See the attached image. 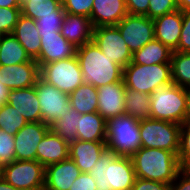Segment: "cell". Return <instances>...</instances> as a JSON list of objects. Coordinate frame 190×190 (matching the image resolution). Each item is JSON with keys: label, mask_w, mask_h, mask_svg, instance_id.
Listing matches in <instances>:
<instances>
[{"label": "cell", "mask_w": 190, "mask_h": 190, "mask_svg": "<svg viewBox=\"0 0 190 190\" xmlns=\"http://www.w3.org/2000/svg\"><path fill=\"white\" fill-rule=\"evenodd\" d=\"M93 30V24L88 17L65 12L60 32L75 47L92 41Z\"/></svg>", "instance_id": "obj_22"}, {"label": "cell", "mask_w": 190, "mask_h": 190, "mask_svg": "<svg viewBox=\"0 0 190 190\" xmlns=\"http://www.w3.org/2000/svg\"><path fill=\"white\" fill-rule=\"evenodd\" d=\"M141 147L158 148L178 154L181 125L147 118L140 120Z\"/></svg>", "instance_id": "obj_7"}, {"label": "cell", "mask_w": 190, "mask_h": 190, "mask_svg": "<svg viewBox=\"0 0 190 190\" xmlns=\"http://www.w3.org/2000/svg\"><path fill=\"white\" fill-rule=\"evenodd\" d=\"M14 143V136L0 129V167L4 168L16 160Z\"/></svg>", "instance_id": "obj_35"}, {"label": "cell", "mask_w": 190, "mask_h": 190, "mask_svg": "<svg viewBox=\"0 0 190 190\" xmlns=\"http://www.w3.org/2000/svg\"><path fill=\"white\" fill-rule=\"evenodd\" d=\"M151 118L183 124L186 111V88L174 83L158 86L150 94Z\"/></svg>", "instance_id": "obj_5"}, {"label": "cell", "mask_w": 190, "mask_h": 190, "mask_svg": "<svg viewBox=\"0 0 190 190\" xmlns=\"http://www.w3.org/2000/svg\"><path fill=\"white\" fill-rule=\"evenodd\" d=\"M69 158V143L51 129L37 145L36 160L44 167Z\"/></svg>", "instance_id": "obj_23"}, {"label": "cell", "mask_w": 190, "mask_h": 190, "mask_svg": "<svg viewBox=\"0 0 190 190\" xmlns=\"http://www.w3.org/2000/svg\"><path fill=\"white\" fill-rule=\"evenodd\" d=\"M177 4L182 12L190 11V0H177Z\"/></svg>", "instance_id": "obj_48"}, {"label": "cell", "mask_w": 190, "mask_h": 190, "mask_svg": "<svg viewBox=\"0 0 190 190\" xmlns=\"http://www.w3.org/2000/svg\"><path fill=\"white\" fill-rule=\"evenodd\" d=\"M116 26L132 54L155 39L153 20L147 16L127 14Z\"/></svg>", "instance_id": "obj_12"}, {"label": "cell", "mask_w": 190, "mask_h": 190, "mask_svg": "<svg viewBox=\"0 0 190 190\" xmlns=\"http://www.w3.org/2000/svg\"><path fill=\"white\" fill-rule=\"evenodd\" d=\"M106 126L107 121L98 112L81 114L77 140L106 142Z\"/></svg>", "instance_id": "obj_25"}, {"label": "cell", "mask_w": 190, "mask_h": 190, "mask_svg": "<svg viewBox=\"0 0 190 190\" xmlns=\"http://www.w3.org/2000/svg\"><path fill=\"white\" fill-rule=\"evenodd\" d=\"M155 39L166 45L171 51L178 48L182 29V11L173 12L153 19Z\"/></svg>", "instance_id": "obj_18"}, {"label": "cell", "mask_w": 190, "mask_h": 190, "mask_svg": "<svg viewBox=\"0 0 190 190\" xmlns=\"http://www.w3.org/2000/svg\"><path fill=\"white\" fill-rule=\"evenodd\" d=\"M186 103L184 123H190V88H186Z\"/></svg>", "instance_id": "obj_46"}, {"label": "cell", "mask_w": 190, "mask_h": 190, "mask_svg": "<svg viewBox=\"0 0 190 190\" xmlns=\"http://www.w3.org/2000/svg\"><path fill=\"white\" fill-rule=\"evenodd\" d=\"M3 179L19 190H40L45 184V167L37 160H15L3 168Z\"/></svg>", "instance_id": "obj_9"}, {"label": "cell", "mask_w": 190, "mask_h": 190, "mask_svg": "<svg viewBox=\"0 0 190 190\" xmlns=\"http://www.w3.org/2000/svg\"><path fill=\"white\" fill-rule=\"evenodd\" d=\"M175 51L190 52V11L182 12L181 35Z\"/></svg>", "instance_id": "obj_40"}, {"label": "cell", "mask_w": 190, "mask_h": 190, "mask_svg": "<svg viewBox=\"0 0 190 190\" xmlns=\"http://www.w3.org/2000/svg\"><path fill=\"white\" fill-rule=\"evenodd\" d=\"M64 16L65 15H47L35 20L39 35L60 31Z\"/></svg>", "instance_id": "obj_38"}, {"label": "cell", "mask_w": 190, "mask_h": 190, "mask_svg": "<svg viewBox=\"0 0 190 190\" xmlns=\"http://www.w3.org/2000/svg\"><path fill=\"white\" fill-rule=\"evenodd\" d=\"M40 77V67L36 60L16 65H0V82L9 90L32 87Z\"/></svg>", "instance_id": "obj_14"}, {"label": "cell", "mask_w": 190, "mask_h": 190, "mask_svg": "<svg viewBox=\"0 0 190 190\" xmlns=\"http://www.w3.org/2000/svg\"><path fill=\"white\" fill-rule=\"evenodd\" d=\"M3 179V168L0 167V181Z\"/></svg>", "instance_id": "obj_50"}, {"label": "cell", "mask_w": 190, "mask_h": 190, "mask_svg": "<svg viewBox=\"0 0 190 190\" xmlns=\"http://www.w3.org/2000/svg\"><path fill=\"white\" fill-rule=\"evenodd\" d=\"M127 14L125 0H94L89 19L94 28L116 26Z\"/></svg>", "instance_id": "obj_21"}, {"label": "cell", "mask_w": 190, "mask_h": 190, "mask_svg": "<svg viewBox=\"0 0 190 190\" xmlns=\"http://www.w3.org/2000/svg\"><path fill=\"white\" fill-rule=\"evenodd\" d=\"M21 7H0V33L2 35L13 33Z\"/></svg>", "instance_id": "obj_36"}, {"label": "cell", "mask_w": 190, "mask_h": 190, "mask_svg": "<svg viewBox=\"0 0 190 190\" xmlns=\"http://www.w3.org/2000/svg\"><path fill=\"white\" fill-rule=\"evenodd\" d=\"M92 41L104 55L123 68L132 61V53L117 26L95 27Z\"/></svg>", "instance_id": "obj_11"}, {"label": "cell", "mask_w": 190, "mask_h": 190, "mask_svg": "<svg viewBox=\"0 0 190 190\" xmlns=\"http://www.w3.org/2000/svg\"><path fill=\"white\" fill-rule=\"evenodd\" d=\"M71 107L79 114L97 112L98 92L91 84L82 83L76 90L69 94Z\"/></svg>", "instance_id": "obj_27"}, {"label": "cell", "mask_w": 190, "mask_h": 190, "mask_svg": "<svg viewBox=\"0 0 190 190\" xmlns=\"http://www.w3.org/2000/svg\"><path fill=\"white\" fill-rule=\"evenodd\" d=\"M170 63L173 83L190 88V52L173 51Z\"/></svg>", "instance_id": "obj_31"}, {"label": "cell", "mask_w": 190, "mask_h": 190, "mask_svg": "<svg viewBox=\"0 0 190 190\" xmlns=\"http://www.w3.org/2000/svg\"><path fill=\"white\" fill-rule=\"evenodd\" d=\"M125 87L150 95L161 85L173 83L171 64L141 65L130 62L123 68Z\"/></svg>", "instance_id": "obj_6"}, {"label": "cell", "mask_w": 190, "mask_h": 190, "mask_svg": "<svg viewBox=\"0 0 190 190\" xmlns=\"http://www.w3.org/2000/svg\"><path fill=\"white\" fill-rule=\"evenodd\" d=\"M96 181L89 173H81L69 190H96Z\"/></svg>", "instance_id": "obj_42"}, {"label": "cell", "mask_w": 190, "mask_h": 190, "mask_svg": "<svg viewBox=\"0 0 190 190\" xmlns=\"http://www.w3.org/2000/svg\"><path fill=\"white\" fill-rule=\"evenodd\" d=\"M10 90L0 82V106L7 103Z\"/></svg>", "instance_id": "obj_45"}, {"label": "cell", "mask_w": 190, "mask_h": 190, "mask_svg": "<svg viewBox=\"0 0 190 190\" xmlns=\"http://www.w3.org/2000/svg\"><path fill=\"white\" fill-rule=\"evenodd\" d=\"M82 172L70 158L45 167V184L47 190H69Z\"/></svg>", "instance_id": "obj_17"}, {"label": "cell", "mask_w": 190, "mask_h": 190, "mask_svg": "<svg viewBox=\"0 0 190 190\" xmlns=\"http://www.w3.org/2000/svg\"><path fill=\"white\" fill-rule=\"evenodd\" d=\"M7 103L14 107L28 123L41 122V110L35 85L10 90Z\"/></svg>", "instance_id": "obj_19"}, {"label": "cell", "mask_w": 190, "mask_h": 190, "mask_svg": "<svg viewBox=\"0 0 190 190\" xmlns=\"http://www.w3.org/2000/svg\"><path fill=\"white\" fill-rule=\"evenodd\" d=\"M128 14L144 15L148 13L150 0H125Z\"/></svg>", "instance_id": "obj_44"}, {"label": "cell", "mask_w": 190, "mask_h": 190, "mask_svg": "<svg viewBox=\"0 0 190 190\" xmlns=\"http://www.w3.org/2000/svg\"><path fill=\"white\" fill-rule=\"evenodd\" d=\"M35 88L41 110V122L48 126L55 123L71 109L69 94L38 78Z\"/></svg>", "instance_id": "obj_10"}, {"label": "cell", "mask_w": 190, "mask_h": 190, "mask_svg": "<svg viewBox=\"0 0 190 190\" xmlns=\"http://www.w3.org/2000/svg\"><path fill=\"white\" fill-rule=\"evenodd\" d=\"M177 157L181 169H190V123L181 124Z\"/></svg>", "instance_id": "obj_34"}, {"label": "cell", "mask_w": 190, "mask_h": 190, "mask_svg": "<svg viewBox=\"0 0 190 190\" xmlns=\"http://www.w3.org/2000/svg\"><path fill=\"white\" fill-rule=\"evenodd\" d=\"M81 114L76 112L72 107L68 113H64L50 129L58 134L62 140L71 143L77 139V128Z\"/></svg>", "instance_id": "obj_32"}, {"label": "cell", "mask_w": 190, "mask_h": 190, "mask_svg": "<svg viewBox=\"0 0 190 190\" xmlns=\"http://www.w3.org/2000/svg\"><path fill=\"white\" fill-rule=\"evenodd\" d=\"M131 160L136 177L168 185L181 170L177 154L163 149L141 147Z\"/></svg>", "instance_id": "obj_2"}, {"label": "cell", "mask_w": 190, "mask_h": 190, "mask_svg": "<svg viewBox=\"0 0 190 190\" xmlns=\"http://www.w3.org/2000/svg\"><path fill=\"white\" fill-rule=\"evenodd\" d=\"M140 120L123 114L107 120V150L116 156L131 157L141 148Z\"/></svg>", "instance_id": "obj_4"}, {"label": "cell", "mask_w": 190, "mask_h": 190, "mask_svg": "<svg viewBox=\"0 0 190 190\" xmlns=\"http://www.w3.org/2000/svg\"><path fill=\"white\" fill-rule=\"evenodd\" d=\"M125 114L143 120L151 118L150 95L125 88Z\"/></svg>", "instance_id": "obj_30"}, {"label": "cell", "mask_w": 190, "mask_h": 190, "mask_svg": "<svg viewBox=\"0 0 190 190\" xmlns=\"http://www.w3.org/2000/svg\"><path fill=\"white\" fill-rule=\"evenodd\" d=\"M49 130L43 122L27 123L14 135L15 159L36 160L37 145Z\"/></svg>", "instance_id": "obj_13"}, {"label": "cell", "mask_w": 190, "mask_h": 190, "mask_svg": "<svg viewBox=\"0 0 190 190\" xmlns=\"http://www.w3.org/2000/svg\"><path fill=\"white\" fill-rule=\"evenodd\" d=\"M39 67L40 78L43 81L67 94H70L84 83L83 74L76 56L39 65Z\"/></svg>", "instance_id": "obj_8"}, {"label": "cell", "mask_w": 190, "mask_h": 190, "mask_svg": "<svg viewBox=\"0 0 190 190\" xmlns=\"http://www.w3.org/2000/svg\"><path fill=\"white\" fill-rule=\"evenodd\" d=\"M125 88L123 80L97 88V112L106 121L125 114Z\"/></svg>", "instance_id": "obj_15"}, {"label": "cell", "mask_w": 190, "mask_h": 190, "mask_svg": "<svg viewBox=\"0 0 190 190\" xmlns=\"http://www.w3.org/2000/svg\"><path fill=\"white\" fill-rule=\"evenodd\" d=\"M0 7H21L19 0H0Z\"/></svg>", "instance_id": "obj_47"}, {"label": "cell", "mask_w": 190, "mask_h": 190, "mask_svg": "<svg viewBox=\"0 0 190 190\" xmlns=\"http://www.w3.org/2000/svg\"><path fill=\"white\" fill-rule=\"evenodd\" d=\"M107 150L106 142L75 140L69 143V158L81 172L89 173L100 156Z\"/></svg>", "instance_id": "obj_20"}, {"label": "cell", "mask_w": 190, "mask_h": 190, "mask_svg": "<svg viewBox=\"0 0 190 190\" xmlns=\"http://www.w3.org/2000/svg\"><path fill=\"white\" fill-rule=\"evenodd\" d=\"M32 60H37L41 50V36L35 20L20 15L12 33Z\"/></svg>", "instance_id": "obj_24"}, {"label": "cell", "mask_w": 190, "mask_h": 190, "mask_svg": "<svg viewBox=\"0 0 190 190\" xmlns=\"http://www.w3.org/2000/svg\"><path fill=\"white\" fill-rule=\"evenodd\" d=\"M0 190H19L15 188L13 185L9 184L7 181L2 179L0 181Z\"/></svg>", "instance_id": "obj_49"}, {"label": "cell", "mask_w": 190, "mask_h": 190, "mask_svg": "<svg viewBox=\"0 0 190 190\" xmlns=\"http://www.w3.org/2000/svg\"><path fill=\"white\" fill-rule=\"evenodd\" d=\"M28 122L21 114L11 105L5 103L0 106V129L14 136Z\"/></svg>", "instance_id": "obj_33"}, {"label": "cell", "mask_w": 190, "mask_h": 190, "mask_svg": "<svg viewBox=\"0 0 190 190\" xmlns=\"http://www.w3.org/2000/svg\"><path fill=\"white\" fill-rule=\"evenodd\" d=\"M172 52L162 42L154 39L132 54V63L141 65L171 64Z\"/></svg>", "instance_id": "obj_26"}, {"label": "cell", "mask_w": 190, "mask_h": 190, "mask_svg": "<svg viewBox=\"0 0 190 190\" xmlns=\"http://www.w3.org/2000/svg\"><path fill=\"white\" fill-rule=\"evenodd\" d=\"M131 190H170V185L136 177Z\"/></svg>", "instance_id": "obj_41"}, {"label": "cell", "mask_w": 190, "mask_h": 190, "mask_svg": "<svg viewBox=\"0 0 190 190\" xmlns=\"http://www.w3.org/2000/svg\"><path fill=\"white\" fill-rule=\"evenodd\" d=\"M41 50L36 62L44 65L53 61L65 60L76 56V49L60 31L41 34Z\"/></svg>", "instance_id": "obj_16"}, {"label": "cell", "mask_w": 190, "mask_h": 190, "mask_svg": "<svg viewBox=\"0 0 190 190\" xmlns=\"http://www.w3.org/2000/svg\"><path fill=\"white\" fill-rule=\"evenodd\" d=\"M25 1H27V0H19L20 5H22Z\"/></svg>", "instance_id": "obj_51"}, {"label": "cell", "mask_w": 190, "mask_h": 190, "mask_svg": "<svg viewBox=\"0 0 190 190\" xmlns=\"http://www.w3.org/2000/svg\"><path fill=\"white\" fill-rule=\"evenodd\" d=\"M96 190H131L136 180L131 157L106 150L90 170Z\"/></svg>", "instance_id": "obj_3"}, {"label": "cell", "mask_w": 190, "mask_h": 190, "mask_svg": "<svg viewBox=\"0 0 190 190\" xmlns=\"http://www.w3.org/2000/svg\"><path fill=\"white\" fill-rule=\"evenodd\" d=\"M170 190H190V169H181L170 185Z\"/></svg>", "instance_id": "obj_43"}, {"label": "cell", "mask_w": 190, "mask_h": 190, "mask_svg": "<svg viewBox=\"0 0 190 190\" xmlns=\"http://www.w3.org/2000/svg\"><path fill=\"white\" fill-rule=\"evenodd\" d=\"M94 0H64L62 2L65 12L76 15L91 16Z\"/></svg>", "instance_id": "obj_39"}, {"label": "cell", "mask_w": 190, "mask_h": 190, "mask_svg": "<svg viewBox=\"0 0 190 190\" xmlns=\"http://www.w3.org/2000/svg\"><path fill=\"white\" fill-rule=\"evenodd\" d=\"M29 58L25 49L18 42L15 36L10 34L2 35L0 38V65L10 66L29 62Z\"/></svg>", "instance_id": "obj_28"}, {"label": "cell", "mask_w": 190, "mask_h": 190, "mask_svg": "<svg viewBox=\"0 0 190 190\" xmlns=\"http://www.w3.org/2000/svg\"><path fill=\"white\" fill-rule=\"evenodd\" d=\"M76 57L85 84L99 88L123 80V67L104 55L93 41L77 47Z\"/></svg>", "instance_id": "obj_1"}, {"label": "cell", "mask_w": 190, "mask_h": 190, "mask_svg": "<svg viewBox=\"0 0 190 190\" xmlns=\"http://www.w3.org/2000/svg\"><path fill=\"white\" fill-rule=\"evenodd\" d=\"M177 9V0H150L146 16L153 20Z\"/></svg>", "instance_id": "obj_37"}, {"label": "cell", "mask_w": 190, "mask_h": 190, "mask_svg": "<svg viewBox=\"0 0 190 190\" xmlns=\"http://www.w3.org/2000/svg\"><path fill=\"white\" fill-rule=\"evenodd\" d=\"M21 14L37 20L47 15H65L61 0H27L21 5Z\"/></svg>", "instance_id": "obj_29"}]
</instances>
